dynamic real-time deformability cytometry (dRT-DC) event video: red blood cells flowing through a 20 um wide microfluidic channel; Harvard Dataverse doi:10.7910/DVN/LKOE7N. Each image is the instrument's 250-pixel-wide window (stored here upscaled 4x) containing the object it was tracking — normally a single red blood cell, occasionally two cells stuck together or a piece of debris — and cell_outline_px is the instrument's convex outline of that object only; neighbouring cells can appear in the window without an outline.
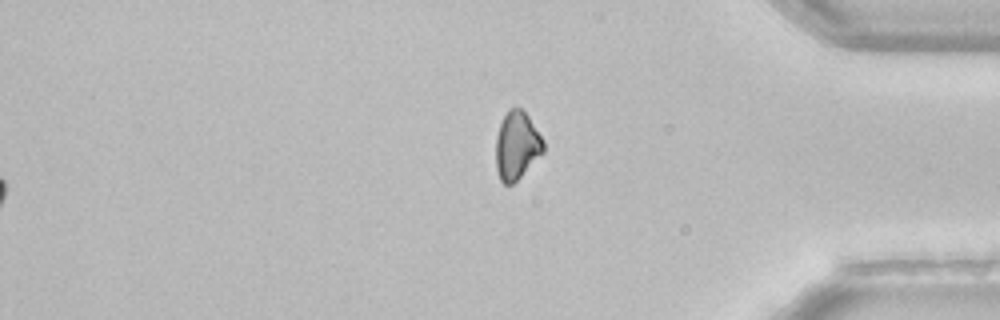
{"species": "common noctule bat (a hibernating species)", "species_latin": "Nyctalus noctula", "temperature_condition": "room temperature", "stored_images_in_passage": 38, "camera_frame_rate_fps": 3000, "um_per_image_px": 0.085, "animal": {"sex": "female", "body_mass_g": 22.7, "forearm_length_mm": 54.2}, "frame": {"image": 1, "passage_image": 38, "time_ms": 12.333, "image_size_px": [1000, 320], "cell_outline_px": [[544, 152], [512, 184], [504, 184], [500, 180], [496, 168], [496, 136], [500, 124], [508, 108], [520, 108], [528, 116], [544, 140]], "centroid_in_image_um": [43.92, 12.36], "position_along_channel_um": 391.3, "area_um2": 18.67}, "authors_computed_cell_mechanics": {"area_um2": 19.6231, "velocity_mm_per_s": 4.0007, "shape_relaxation_time_tau1_ms": 2.4425, "shape_relaxation_time_tau2_ms": null, "deformation_change_tau1": 0.0807, "deformation_change_tau2": null}}